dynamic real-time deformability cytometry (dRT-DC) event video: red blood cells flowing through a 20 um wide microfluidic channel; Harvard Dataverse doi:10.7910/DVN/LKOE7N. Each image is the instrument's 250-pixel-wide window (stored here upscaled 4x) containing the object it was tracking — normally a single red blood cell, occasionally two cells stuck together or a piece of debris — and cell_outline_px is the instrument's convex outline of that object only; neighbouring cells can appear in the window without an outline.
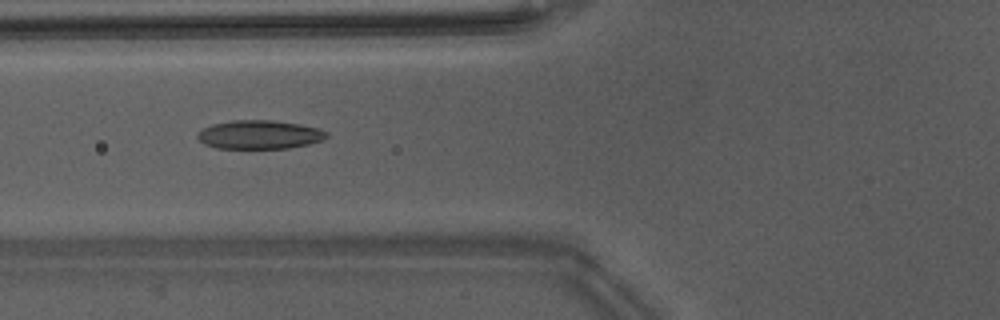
{"species": "Egyptian fruit bat (a non-hibernating species)", "species_latin": "Rousettus aegyptiacus", "temperature_condition": "warm", "stored_images_in_passage": 13, "camera_frame_rate_fps": 3000, "um_per_image_px": 0.085, "animal": {"sex": "male"}, "frame": {"image": 1, "passage_image": 3, "time_ms": 0.667, "image_size_px": [1000, 320], "cell_outline_px": [[328, 136], [324, 140], [308, 144], [288, 148], [216, 148], [204, 144], [196, 136], [196, 132], [212, 124], [232, 120], [272, 120], [300, 124], [316, 128], [328, 132]], "centroid_in_image_um": [22.04, 11.44], "position_along_channel_um": 103.8, "area_um2": 21.62}}